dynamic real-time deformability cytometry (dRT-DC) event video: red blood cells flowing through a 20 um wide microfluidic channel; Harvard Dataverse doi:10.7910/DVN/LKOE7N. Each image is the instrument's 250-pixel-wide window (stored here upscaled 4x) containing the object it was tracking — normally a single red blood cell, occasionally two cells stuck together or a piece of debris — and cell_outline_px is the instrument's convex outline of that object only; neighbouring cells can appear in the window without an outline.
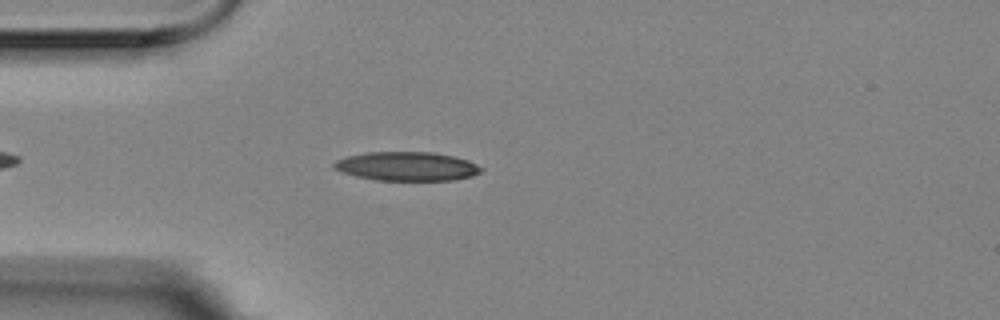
{"species": "Egyptian fruit bat (a non-hibernating species)", "species_latin": "Rousettus aegyptiacus", "temperature_condition": "room temperature", "stored_images_in_passage": 1, "camera_frame_rate_fps": 3000, "um_per_image_px": 0.085, "animal": {"sex": "female"}, "frame": {"image": 1, "passage_image": 1, "time_ms": 0.0, "image_size_px": [1000, 320], "cell_outline_px": [[484, 168], [480, 172], [472, 176], [456, 180], [376, 180], [356, 176], [344, 172], [336, 168], [332, 164], [336, 160], [348, 156], [368, 152], [432, 152], [452, 156], [468, 160]], "centroid_in_image_um": [34.62, 14.14], "position_along_channel_um": 50.4, "area_um2": 24.62}}